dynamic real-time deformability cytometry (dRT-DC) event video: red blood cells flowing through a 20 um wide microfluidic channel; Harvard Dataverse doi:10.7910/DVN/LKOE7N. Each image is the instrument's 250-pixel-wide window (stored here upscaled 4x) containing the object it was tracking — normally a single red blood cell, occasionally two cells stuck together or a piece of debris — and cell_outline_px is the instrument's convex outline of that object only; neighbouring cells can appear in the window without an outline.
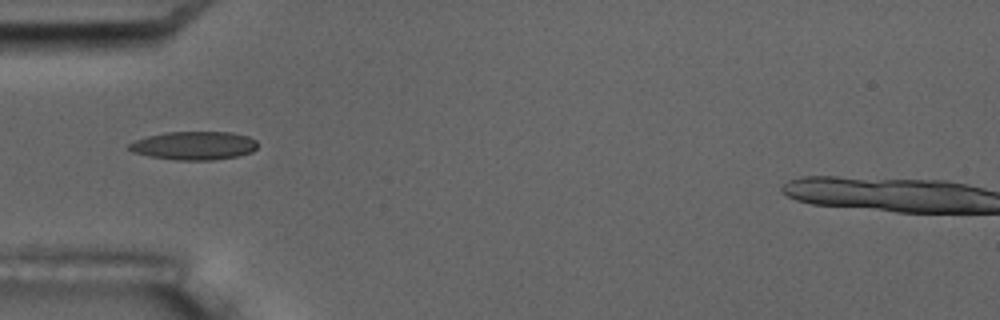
{"species": "common noctule bat (a hibernating species)", "species_latin": "Nyctalus noctula", "temperature_condition": "room temperature", "stored_images_in_passage": 6, "camera_frame_rate_fps": 3000, "um_per_image_px": 0.085, "animal": {"sex": "male", "body_mass_g": 17.5, "forearm_length_mm": 52.3}, "frame": {"image": 1, "passage_image": 4, "time_ms": 4.333, "image_size_px": [1000, 320], "cell_outline_px": [[256, 148], [252, 152], [236, 156], [212, 160], [172, 160], [148, 156], [132, 152], [128, 148], [128, 144], [136, 140], [148, 136], [164, 132], [232, 132], [248, 136], [256, 140]], "centroid_in_image_um": [16.47, 12.38], "position_along_channel_um": 68.5, "area_um2": 21.33}}